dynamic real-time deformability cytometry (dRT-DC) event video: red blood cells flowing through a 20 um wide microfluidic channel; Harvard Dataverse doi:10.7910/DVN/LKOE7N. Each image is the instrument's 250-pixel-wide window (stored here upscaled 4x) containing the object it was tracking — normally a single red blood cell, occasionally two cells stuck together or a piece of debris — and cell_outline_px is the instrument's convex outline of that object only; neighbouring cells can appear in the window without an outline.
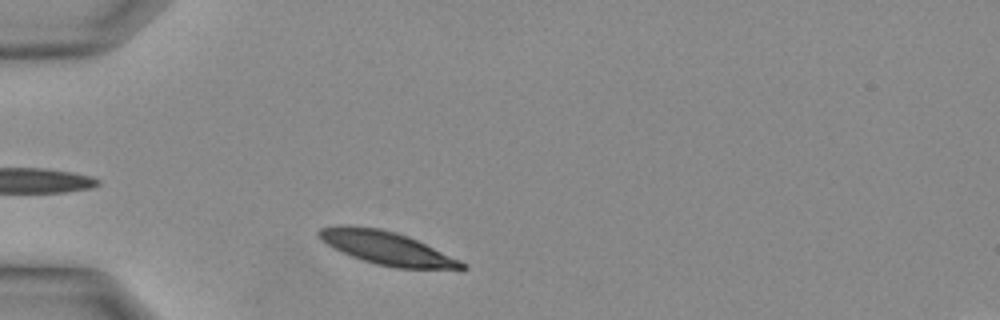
{"species": "Egyptian fruit bat (a non-hibernating species)", "species_latin": "Rousettus aegyptiacus", "temperature_condition": "warm", "stored_images_in_passage": 23, "camera_frame_rate_fps": 3000, "um_per_image_px": 0.085, "animal": {"sex": "female"}, "frame": {"image": 1, "passage_image": 1, "time_ms": 0.0, "image_size_px": [1000, 320], "cell_outline_px": [[468, 268], [396, 268], [376, 264], [352, 256], [320, 240], [316, 236], [316, 232], [320, 228], [336, 224], [348, 224], [380, 228], [396, 232], [408, 236], [460, 260]], "centroid_in_image_um": [32.78, 21.04], "position_along_channel_um": 52.2, "area_um2": 27.4}}
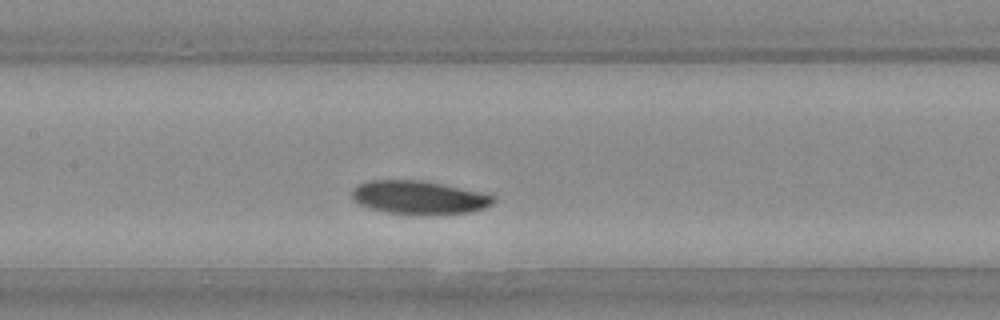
{"frame": {"image": 2, "passage_image": 8, "time_ms": 2.333, "image_size_px": [1000, 320], "cell_outline_px": [[496, 200], [492, 204], [484, 208], [472, 212], [444, 216], [416, 216], [384, 212], [368, 208], [352, 200], [352, 192], [360, 184], [372, 180], [420, 180], [496, 196]], "centroid_in_image_um": [35.63, 16.84], "position_along_channel_um": 171.8, "area_um2": 27.98}}
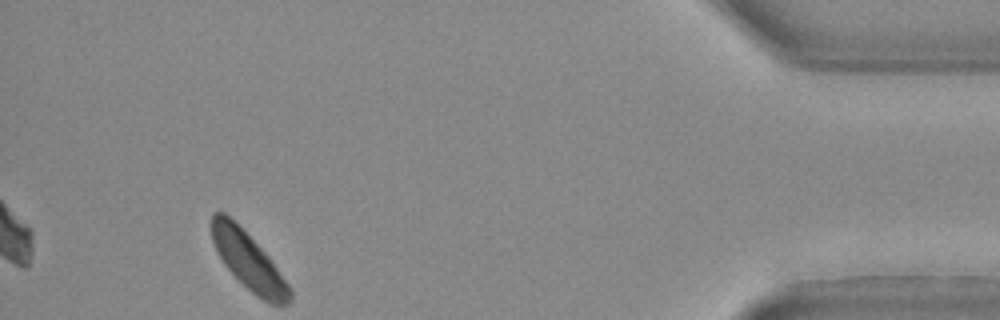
{"frame": {"image": 3, "passage_image": 23, "time_ms": 7.333, "image_size_px": [1000, 320], "cell_outline_px": [[292, 300], [288, 304], [268, 304], [256, 296], [224, 264], [216, 252], [212, 240], [212, 212], [224, 212], [268, 256], [292, 288]], "centroid_in_image_um": [21.15, 22.24], "position_along_channel_um": 414.1, "area_um2": 25.49}}